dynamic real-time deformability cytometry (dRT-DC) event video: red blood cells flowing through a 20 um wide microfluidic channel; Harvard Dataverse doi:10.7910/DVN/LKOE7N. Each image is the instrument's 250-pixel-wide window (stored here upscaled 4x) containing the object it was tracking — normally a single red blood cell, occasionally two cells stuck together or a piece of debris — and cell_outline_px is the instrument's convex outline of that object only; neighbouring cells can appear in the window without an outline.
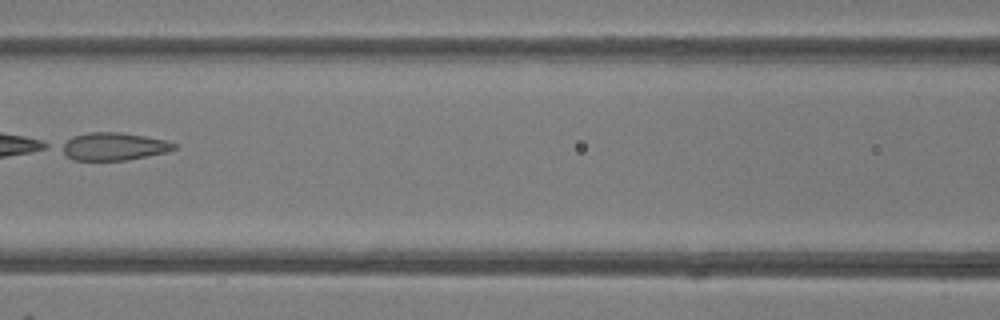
{"species": "common noctule bat (a hibernating species)", "species_latin": "Nyctalus noctula", "temperature_condition": "room temperature", "stored_images_in_passage": 8, "camera_frame_rate_fps": 3000, "um_per_image_px": 0.085, "animal": {"sex": "female"}, "frame": {"image": 1, "passage_image": 6, "time_ms": 7.0, "image_size_px": [1000, 320], "cell_outline_px": [[176, 148], [168, 152], [128, 160], [72, 160], [56, 148], [60, 144], [72, 136], [88, 132], [120, 132], [144, 136], [164, 140], [176, 144]], "centroid_in_image_um": [9.59, 12.45], "position_along_channel_um": 157.0, "area_um2": 18.44}}
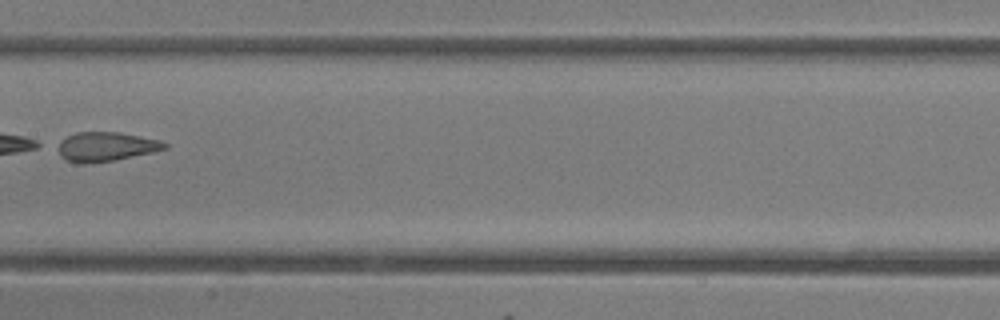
{"frame": {"image": 2, "passage_image": 7, "time_ms": 8.0, "image_size_px": [1000, 320], "cell_outline_px": [[168, 148], [152, 152], [112, 160], [84, 164], [76, 164], [60, 156], [52, 144], [76, 132], [120, 132], [160, 140], [168, 144]], "centroid_in_image_um": [8.92, 12.46], "position_along_channel_um": 198.5, "area_um2": 18.44}}
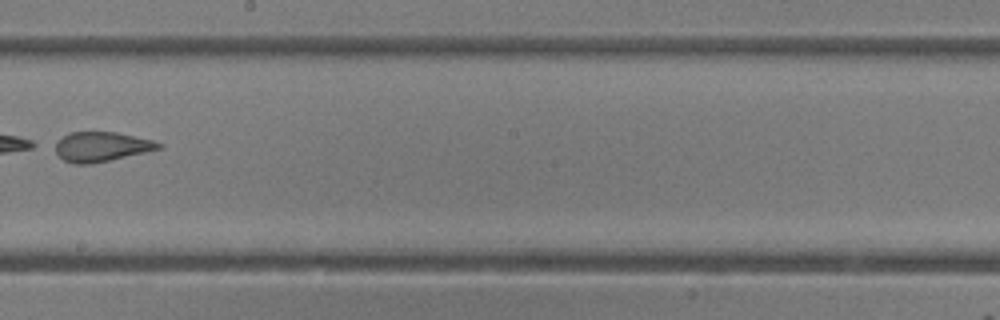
{"frame": {"image": 3, "passage_image": 8, "time_ms": 9.0, "image_size_px": [1000, 320], "cell_outline_px": [[164, 148], [92, 164], [72, 164], [64, 160], [48, 144], [68, 132], [116, 132], [152, 140], [164, 144]], "centroid_in_image_um": [8.54, 12.46], "position_along_channel_um": 239.7, "area_um2": 18.38}}